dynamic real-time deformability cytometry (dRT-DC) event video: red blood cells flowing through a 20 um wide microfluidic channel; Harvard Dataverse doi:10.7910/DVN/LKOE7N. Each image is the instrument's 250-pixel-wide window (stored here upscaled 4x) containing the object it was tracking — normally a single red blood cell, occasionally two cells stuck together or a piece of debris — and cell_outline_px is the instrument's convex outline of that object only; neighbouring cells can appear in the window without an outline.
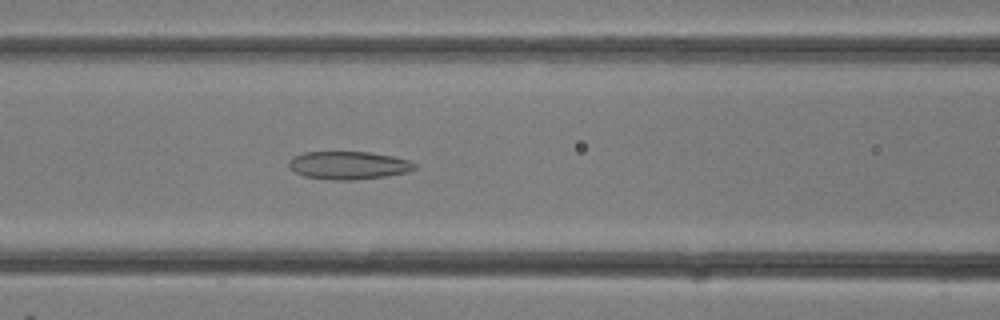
{"species": "common noctule bat (a hibernating species)", "species_latin": "Nyctalus noctula", "temperature_condition": "room temperature", "stored_images_in_passage": 14, "camera_frame_rate_fps": 3000, "um_per_image_px": 0.085, "animal": {"sex": "female"}, "frame": {"image": 1, "passage_image": 12, "time_ms": 3.667, "image_size_px": [1000, 320], "cell_outline_px": [[416, 168], [408, 172], [384, 176], [356, 180], [332, 180], [304, 176], [288, 168], [288, 160], [292, 156], [304, 152], [368, 152], [392, 156], [412, 160], [416, 164]], "centroid_in_image_um": [29.61, 14.05], "position_along_channel_um": 137.0, "area_um2": 20.69}}
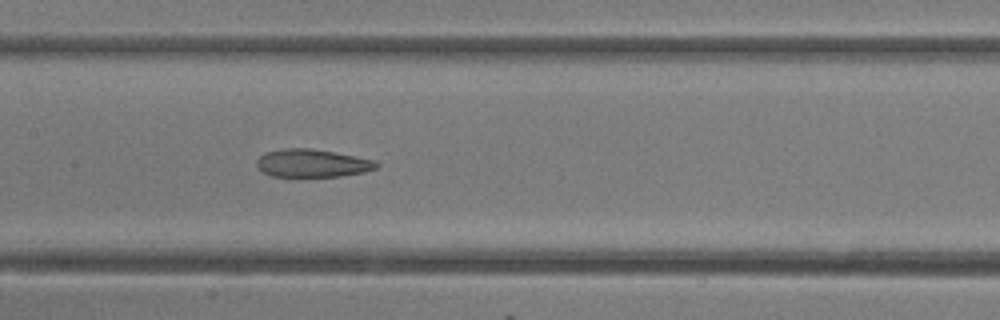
{"frame": {"image": 2, "passage_image": 14, "time_ms": 4.333, "image_size_px": [1000, 320], "cell_outline_px": [[380, 164], [376, 168], [364, 172], [340, 176], [272, 176], [264, 172], [256, 164], [256, 160], [264, 152], [284, 148], [312, 148], [356, 156], [376, 160]], "centroid_in_image_um": [26.56, 13.86], "position_along_channel_um": 180.8, "area_um2": 19.48}}